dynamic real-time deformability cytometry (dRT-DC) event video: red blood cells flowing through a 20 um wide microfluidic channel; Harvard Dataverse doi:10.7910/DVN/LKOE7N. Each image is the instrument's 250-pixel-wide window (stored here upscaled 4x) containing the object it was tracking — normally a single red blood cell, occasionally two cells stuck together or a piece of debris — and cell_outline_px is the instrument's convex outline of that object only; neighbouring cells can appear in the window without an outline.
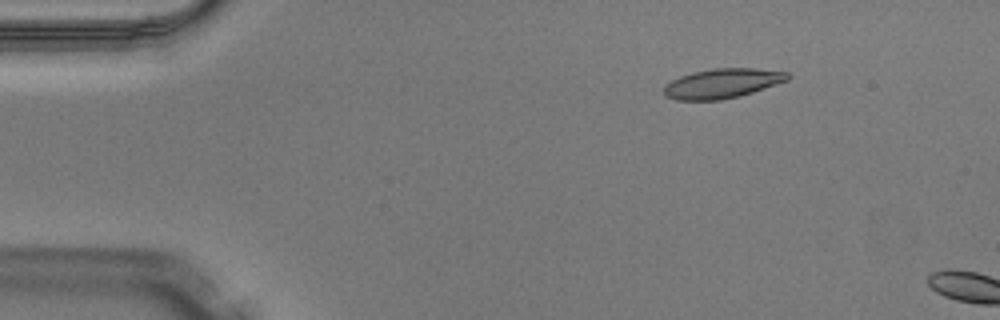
{"species": "Egyptian fruit bat (a non-hibernating species)", "species_latin": "Rousettus aegyptiacus", "temperature_condition": "warm", "stored_images_in_passage": 10, "camera_frame_rate_fps": 3000, "um_per_image_px": 0.085, "animal": {"sex": "male"}, "frame": {"image": 1, "passage_image": 7, "time_ms": 2.0, "image_size_px": [1000, 320], "cell_outline_px": [[788, 80], [740, 96], [720, 100], [676, 100], [664, 96], [664, 84], [680, 76], [692, 72], [712, 68], [756, 68], [788, 72]], "centroid_in_image_um": [61.35, 7.09], "position_along_channel_um": 23.7, "area_um2": 21.39}}